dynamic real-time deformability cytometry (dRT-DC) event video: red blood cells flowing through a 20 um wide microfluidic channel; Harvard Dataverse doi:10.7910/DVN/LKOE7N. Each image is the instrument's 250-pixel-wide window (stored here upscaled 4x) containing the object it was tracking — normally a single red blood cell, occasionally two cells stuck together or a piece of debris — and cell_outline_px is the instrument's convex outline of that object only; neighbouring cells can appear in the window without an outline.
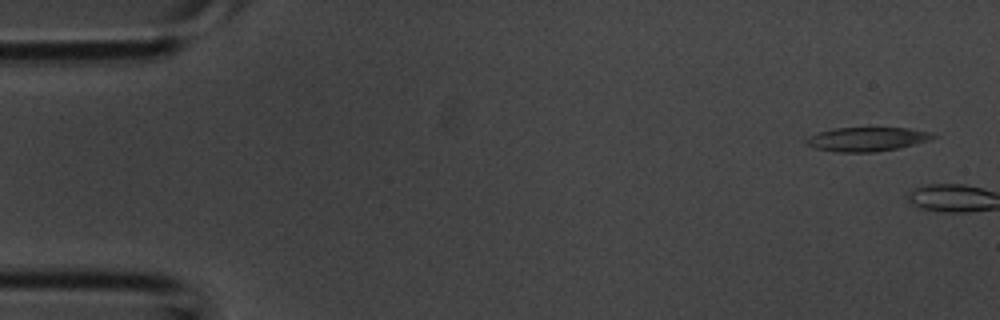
{"species": "common noctule bat (a hibernating species)", "species_latin": "Nyctalus noctula", "temperature_condition": "room temperature", "stored_images_in_passage": 3, "camera_frame_rate_fps": 3000, "um_per_image_px": 0.085, "animal": {"sex": "male", "body_mass_g": 20.1, "forearm_length_mm": 53.5}, "frame": {"image": 1, "passage_image": 1, "time_ms": 0.0, "image_size_px": [1000, 320], "cell_outline_px": [[940, 136], [928, 140], [900, 148], [876, 152], [836, 152], [816, 148], [804, 144], [804, 140], [820, 132], [832, 128], [908, 128], [932, 132]], "centroid_in_image_um": [73.72, 11.83], "position_along_channel_um": 11.3, "area_um2": 17.8}}